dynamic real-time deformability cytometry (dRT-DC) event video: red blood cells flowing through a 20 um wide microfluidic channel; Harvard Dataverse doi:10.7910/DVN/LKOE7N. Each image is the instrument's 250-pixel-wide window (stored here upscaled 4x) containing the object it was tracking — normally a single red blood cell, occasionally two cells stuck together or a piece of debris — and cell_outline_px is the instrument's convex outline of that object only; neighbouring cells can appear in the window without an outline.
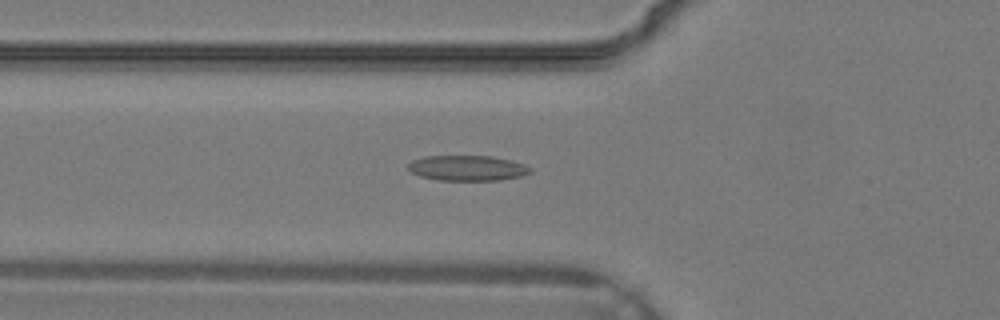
{"species": "common noctule bat (a hibernating species)", "species_latin": "Nyctalus noctula", "temperature_condition": "warm", "stored_images_in_passage": 36, "camera_frame_rate_fps": 3000, "um_per_image_px": 0.085, "animal": {"sex": "male", "body_mass_g": 19.2, "forearm_length_mm": 51.8}, "frame": {"image": 1, "passage_image": 13, "time_ms": 4.0, "image_size_px": [1000, 320], "cell_outline_px": [[532, 172], [520, 176], [500, 180], [440, 180], [420, 176], [412, 172], [408, 168], [408, 164], [412, 160], [424, 156], [492, 156], [512, 160], [524, 164], [532, 168]], "centroid_in_image_um": [39.75, 14.28], "position_along_channel_um": 86.1, "area_um2": 18.03}}
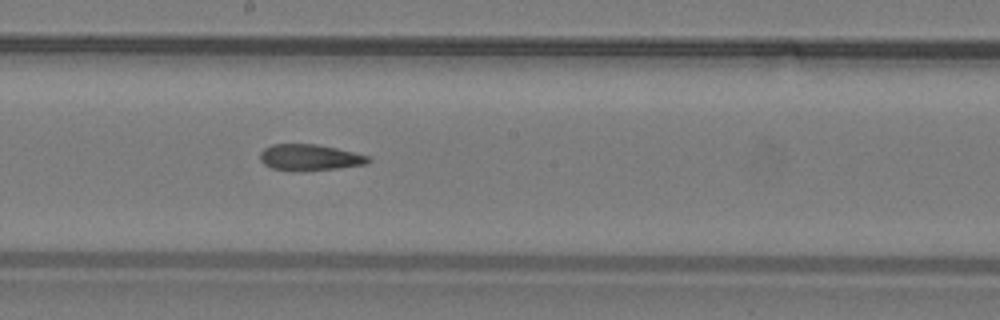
{"frame": {"image": 2, "passage_image": 20, "time_ms": 6.333, "image_size_px": [1000, 320], "cell_outline_px": [[372, 160], [368, 164], [336, 168], [272, 168], [264, 164], [260, 160], [260, 152], [264, 148], [272, 144], [316, 144], [336, 148], [368, 156]], "centroid_in_image_um": [26.34, 13.33], "position_along_channel_um": 221.9, "area_um2": 15.66}}
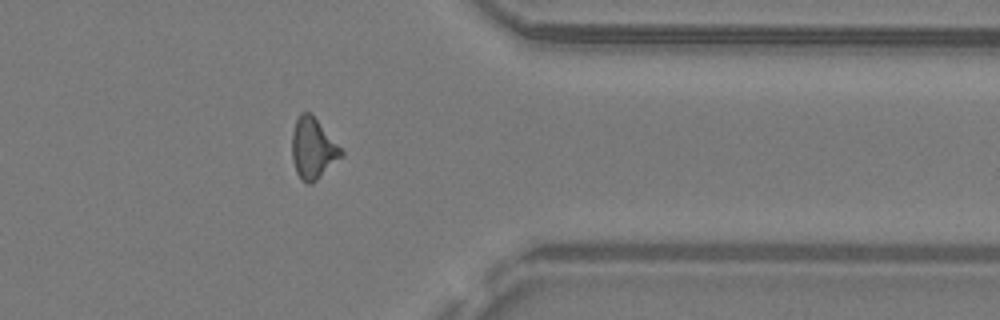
{"frame": {"image": 3, "passage_image": 29, "time_ms": 9.333, "image_size_px": [1000, 320], "cell_outline_px": [[344, 156], [312, 184], [308, 184], [300, 180], [296, 172], [292, 160], [292, 132], [296, 120], [300, 112], [308, 112], [316, 120], [344, 152]], "centroid_in_image_um": [26.59, 12.68], "position_along_channel_um": 384.8, "area_um2": 17.34}}